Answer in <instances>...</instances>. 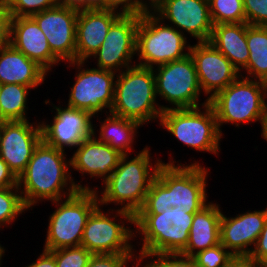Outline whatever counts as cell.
I'll return each instance as SVG.
<instances>
[{"label": "cell", "mask_w": 267, "mask_h": 267, "mask_svg": "<svg viewBox=\"0 0 267 267\" xmlns=\"http://www.w3.org/2000/svg\"><path fill=\"white\" fill-rule=\"evenodd\" d=\"M168 159L159 166L145 202L136 214L196 213L209 203L206 189L210 169L195 160L182 164L176 163L173 155Z\"/></svg>", "instance_id": "obj_1"}, {"label": "cell", "mask_w": 267, "mask_h": 267, "mask_svg": "<svg viewBox=\"0 0 267 267\" xmlns=\"http://www.w3.org/2000/svg\"><path fill=\"white\" fill-rule=\"evenodd\" d=\"M70 158L65 151L51 147L41 141L34 149L25 171L18 177V188L25 206L31 210L44 201H57L78 190H96L74 181L70 169ZM97 187V188H96Z\"/></svg>", "instance_id": "obj_2"}, {"label": "cell", "mask_w": 267, "mask_h": 267, "mask_svg": "<svg viewBox=\"0 0 267 267\" xmlns=\"http://www.w3.org/2000/svg\"><path fill=\"white\" fill-rule=\"evenodd\" d=\"M135 155L134 158H130L129 154L122 155L118 166L101 184V191L96 189L100 206L113 203L118 206L117 209L128 211L134 216L142 208L157 170L165 161L154 160L150 146H145Z\"/></svg>", "instance_id": "obj_3"}, {"label": "cell", "mask_w": 267, "mask_h": 267, "mask_svg": "<svg viewBox=\"0 0 267 267\" xmlns=\"http://www.w3.org/2000/svg\"><path fill=\"white\" fill-rule=\"evenodd\" d=\"M162 106L156 96L152 68L134 64L117 74L110 113L144 126L160 120Z\"/></svg>", "instance_id": "obj_4"}, {"label": "cell", "mask_w": 267, "mask_h": 267, "mask_svg": "<svg viewBox=\"0 0 267 267\" xmlns=\"http://www.w3.org/2000/svg\"><path fill=\"white\" fill-rule=\"evenodd\" d=\"M188 37L164 23L151 10L140 14L136 31L137 65L156 66L186 57L190 51ZM187 51V52H186Z\"/></svg>", "instance_id": "obj_5"}, {"label": "cell", "mask_w": 267, "mask_h": 267, "mask_svg": "<svg viewBox=\"0 0 267 267\" xmlns=\"http://www.w3.org/2000/svg\"><path fill=\"white\" fill-rule=\"evenodd\" d=\"M51 204L56 209L48 219L43 249L53 251L80 246L87 220L100 205L96 190H78L69 197L52 201Z\"/></svg>", "instance_id": "obj_6"}, {"label": "cell", "mask_w": 267, "mask_h": 267, "mask_svg": "<svg viewBox=\"0 0 267 267\" xmlns=\"http://www.w3.org/2000/svg\"><path fill=\"white\" fill-rule=\"evenodd\" d=\"M133 226L130 212L116 208L104 211L99 205L87 220L80 246L92 254H137L131 242L135 239Z\"/></svg>", "instance_id": "obj_7"}, {"label": "cell", "mask_w": 267, "mask_h": 267, "mask_svg": "<svg viewBox=\"0 0 267 267\" xmlns=\"http://www.w3.org/2000/svg\"><path fill=\"white\" fill-rule=\"evenodd\" d=\"M194 213L163 212L136 214L135 238L141 246L137 255L181 253L187 246ZM141 236V237H140Z\"/></svg>", "instance_id": "obj_8"}, {"label": "cell", "mask_w": 267, "mask_h": 267, "mask_svg": "<svg viewBox=\"0 0 267 267\" xmlns=\"http://www.w3.org/2000/svg\"><path fill=\"white\" fill-rule=\"evenodd\" d=\"M173 137L196 151L219 155L221 135L216 114L208 103L191 109L163 111L157 123Z\"/></svg>", "instance_id": "obj_9"}, {"label": "cell", "mask_w": 267, "mask_h": 267, "mask_svg": "<svg viewBox=\"0 0 267 267\" xmlns=\"http://www.w3.org/2000/svg\"><path fill=\"white\" fill-rule=\"evenodd\" d=\"M209 104L214 109L222 136L224 123L236 125L237 128L245 123L259 122L262 125L266 106L263 83L239 76L210 99Z\"/></svg>", "instance_id": "obj_10"}, {"label": "cell", "mask_w": 267, "mask_h": 267, "mask_svg": "<svg viewBox=\"0 0 267 267\" xmlns=\"http://www.w3.org/2000/svg\"><path fill=\"white\" fill-rule=\"evenodd\" d=\"M156 96L169 105L162 106V112L170 109H191L209 103L202 93L198 75L190 54L186 57L153 68Z\"/></svg>", "instance_id": "obj_11"}, {"label": "cell", "mask_w": 267, "mask_h": 267, "mask_svg": "<svg viewBox=\"0 0 267 267\" xmlns=\"http://www.w3.org/2000/svg\"><path fill=\"white\" fill-rule=\"evenodd\" d=\"M75 67V83L70 87L66 106L84 110L98 116L101 112L110 113L113 101L117 73L111 70L88 68L87 61L68 62ZM85 67V68H84ZM108 109V111H107ZM103 110V111H102Z\"/></svg>", "instance_id": "obj_12"}, {"label": "cell", "mask_w": 267, "mask_h": 267, "mask_svg": "<svg viewBox=\"0 0 267 267\" xmlns=\"http://www.w3.org/2000/svg\"><path fill=\"white\" fill-rule=\"evenodd\" d=\"M140 14L121 15L109 28L100 48L91 56L99 69L116 73L136 64V31ZM134 61H133V60Z\"/></svg>", "instance_id": "obj_13"}, {"label": "cell", "mask_w": 267, "mask_h": 267, "mask_svg": "<svg viewBox=\"0 0 267 267\" xmlns=\"http://www.w3.org/2000/svg\"><path fill=\"white\" fill-rule=\"evenodd\" d=\"M151 11L164 23L197 42L211 38L213 23L209 0H162Z\"/></svg>", "instance_id": "obj_14"}, {"label": "cell", "mask_w": 267, "mask_h": 267, "mask_svg": "<svg viewBox=\"0 0 267 267\" xmlns=\"http://www.w3.org/2000/svg\"><path fill=\"white\" fill-rule=\"evenodd\" d=\"M53 120H40L42 141L47 145L65 151L76 149L86 138L93 135V118L89 112L69 106H55ZM56 111V112H55ZM66 148V149H65Z\"/></svg>", "instance_id": "obj_15"}, {"label": "cell", "mask_w": 267, "mask_h": 267, "mask_svg": "<svg viewBox=\"0 0 267 267\" xmlns=\"http://www.w3.org/2000/svg\"><path fill=\"white\" fill-rule=\"evenodd\" d=\"M37 122H0V157L17 178L25 171L34 149L42 141L41 125Z\"/></svg>", "instance_id": "obj_16"}, {"label": "cell", "mask_w": 267, "mask_h": 267, "mask_svg": "<svg viewBox=\"0 0 267 267\" xmlns=\"http://www.w3.org/2000/svg\"><path fill=\"white\" fill-rule=\"evenodd\" d=\"M78 12L74 7L56 5L31 16L46 36L52 53L62 63L75 61Z\"/></svg>", "instance_id": "obj_17"}, {"label": "cell", "mask_w": 267, "mask_h": 267, "mask_svg": "<svg viewBox=\"0 0 267 267\" xmlns=\"http://www.w3.org/2000/svg\"><path fill=\"white\" fill-rule=\"evenodd\" d=\"M189 54L193 59L202 93L205 97L208 96V100L240 76L230 60L210 41L191 45Z\"/></svg>", "instance_id": "obj_18"}, {"label": "cell", "mask_w": 267, "mask_h": 267, "mask_svg": "<svg viewBox=\"0 0 267 267\" xmlns=\"http://www.w3.org/2000/svg\"><path fill=\"white\" fill-rule=\"evenodd\" d=\"M234 216L229 217L222 213L220 243L234 257H249L264 228L267 208L252 212L248 210Z\"/></svg>", "instance_id": "obj_19"}, {"label": "cell", "mask_w": 267, "mask_h": 267, "mask_svg": "<svg viewBox=\"0 0 267 267\" xmlns=\"http://www.w3.org/2000/svg\"><path fill=\"white\" fill-rule=\"evenodd\" d=\"M10 44L35 61L48 74L61 61L52 53L46 36L31 17H11Z\"/></svg>", "instance_id": "obj_20"}, {"label": "cell", "mask_w": 267, "mask_h": 267, "mask_svg": "<svg viewBox=\"0 0 267 267\" xmlns=\"http://www.w3.org/2000/svg\"><path fill=\"white\" fill-rule=\"evenodd\" d=\"M121 16L102 9H79L76 23L75 61H87L104 42L110 26Z\"/></svg>", "instance_id": "obj_21"}, {"label": "cell", "mask_w": 267, "mask_h": 267, "mask_svg": "<svg viewBox=\"0 0 267 267\" xmlns=\"http://www.w3.org/2000/svg\"><path fill=\"white\" fill-rule=\"evenodd\" d=\"M121 156L117 150L92 135L74 150L70 164L72 170L79 172L81 177L100 178L103 183L118 166Z\"/></svg>", "instance_id": "obj_22"}, {"label": "cell", "mask_w": 267, "mask_h": 267, "mask_svg": "<svg viewBox=\"0 0 267 267\" xmlns=\"http://www.w3.org/2000/svg\"><path fill=\"white\" fill-rule=\"evenodd\" d=\"M48 73L11 44L0 47V84H21L36 89Z\"/></svg>", "instance_id": "obj_23"}, {"label": "cell", "mask_w": 267, "mask_h": 267, "mask_svg": "<svg viewBox=\"0 0 267 267\" xmlns=\"http://www.w3.org/2000/svg\"><path fill=\"white\" fill-rule=\"evenodd\" d=\"M220 204L209 201L199 212L194 213L186 248L181 252L193 256L197 252L220 244Z\"/></svg>", "instance_id": "obj_24"}, {"label": "cell", "mask_w": 267, "mask_h": 267, "mask_svg": "<svg viewBox=\"0 0 267 267\" xmlns=\"http://www.w3.org/2000/svg\"><path fill=\"white\" fill-rule=\"evenodd\" d=\"M209 41L230 60L240 73L247 66L249 49L246 39V22L213 25Z\"/></svg>", "instance_id": "obj_25"}, {"label": "cell", "mask_w": 267, "mask_h": 267, "mask_svg": "<svg viewBox=\"0 0 267 267\" xmlns=\"http://www.w3.org/2000/svg\"><path fill=\"white\" fill-rule=\"evenodd\" d=\"M106 118L100 121L99 115L95 116L98 119L99 132L96 131V124L93 125V135L103 143L110 145L113 149L117 150L120 154L131 155V151H134V140H136L138 129L143 127L138 121L119 117L112 113H107ZM99 133V134H96Z\"/></svg>", "instance_id": "obj_26"}, {"label": "cell", "mask_w": 267, "mask_h": 267, "mask_svg": "<svg viewBox=\"0 0 267 267\" xmlns=\"http://www.w3.org/2000/svg\"><path fill=\"white\" fill-rule=\"evenodd\" d=\"M246 39L249 60L240 76L262 81L267 77V26L246 23Z\"/></svg>", "instance_id": "obj_27"}, {"label": "cell", "mask_w": 267, "mask_h": 267, "mask_svg": "<svg viewBox=\"0 0 267 267\" xmlns=\"http://www.w3.org/2000/svg\"><path fill=\"white\" fill-rule=\"evenodd\" d=\"M31 89L21 84H0V122L29 120L27 101Z\"/></svg>", "instance_id": "obj_28"}, {"label": "cell", "mask_w": 267, "mask_h": 267, "mask_svg": "<svg viewBox=\"0 0 267 267\" xmlns=\"http://www.w3.org/2000/svg\"><path fill=\"white\" fill-rule=\"evenodd\" d=\"M28 210L18 186L0 189V228L10 227L18 216L24 215L22 213Z\"/></svg>", "instance_id": "obj_29"}, {"label": "cell", "mask_w": 267, "mask_h": 267, "mask_svg": "<svg viewBox=\"0 0 267 267\" xmlns=\"http://www.w3.org/2000/svg\"><path fill=\"white\" fill-rule=\"evenodd\" d=\"M209 8L213 25L246 22L243 0H209Z\"/></svg>", "instance_id": "obj_30"}, {"label": "cell", "mask_w": 267, "mask_h": 267, "mask_svg": "<svg viewBox=\"0 0 267 267\" xmlns=\"http://www.w3.org/2000/svg\"><path fill=\"white\" fill-rule=\"evenodd\" d=\"M137 264L141 267H196L193 257L181 253L138 255Z\"/></svg>", "instance_id": "obj_31"}, {"label": "cell", "mask_w": 267, "mask_h": 267, "mask_svg": "<svg viewBox=\"0 0 267 267\" xmlns=\"http://www.w3.org/2000/svg\"><path fill=\"white\" fill-rule=\"evenodd\" d=\"M57 267H87L93 255L83 246L65 247L50 251Z\"/></svg>", "instance_id": "obj_32"}, {"label": "cell", "mask_w": 267, "mask_h": 267, "mask_svg": "<svg viewBox=\"0 0 267 267\" xmlns=\"http://www.w3.org/2000/svg\"><path fill=\"white\" fill-rule=\"evenodd\" d=\"M11 17H29L56 6V0H4Z\"/></svg>", "instance_id": "obj_33"}, {"label": "cell", "mask_w": 267, "mask_h": 267, "mask_svg": "<svg viewBox=\"0 0 267 267\" xmlns=\"http://www.w3.org/2000/svg\"><path fill=\"white\" fill-rule=\"evenodd\" d=\"M196 267H224L234 256L220 243L192 256Z\"/></svg>", "instance_id": "obj_34"}, {"label": "cell", "mask_w": 267, "mask_h": 267, "mask_svg": "<svg viewBox=\"0 0 267 267\" xmlns=\"http://www.w3.org/2000/svg\"><path fill=\"white\" fill-rule=\"evenodd\" d=\"M129 262H133V267H140L137 254H93L87 267H129Z\"/></svg>", "instance_id": "obj_35"}, {"label": "cell", "mask_w": 267, "mask_h": 267, "mask_svg": "<svg viewBox=\"0 0 267 267\" xmlns=\"http://www.w3.org/2000/svg\"><path fill=\"white\" fill-rule=\"evenodd\" d=\"M246 23L267 26V0H243Z\"/></svg>", "instance_id": "obj_36"}, {"label": "cell", "mask_w": 267, "mask_h": 267, "mask_svg": "<svg viewBox=\"0 0 267 267\" xmlns=\"http://www.w3.org/2000/svg\"><path fill=\"white\" fill-rule=\"evenodd\" d=\"M102 10H111L121 15H136L146 11L136 0H102Z\"/></svg>", "instance_id": "obj_37"}, {"label": "cell", "mask_w": 267, "mask_h": 267, "mask_svg": "<svg viewBox=\"0 0 267 267\" xmlns=\"http://www.w3.org/2000/svg\"><path fill=\"white\" fill-rule=\"evenodd\" d=\"M248 259L256 267H267V218L265 220L264 228Z\"/></svg>", "instance_id": "obj_38"}, {"label": "cell", "mask_w": 267, "mask_h": 267, "mask_svg": "<svg viewBox=\"0 0 267 267\" xmlns=\"http://www.w3.org/2000/svg\"><path fill=\"white\" fill-rule=\"evenodd\" d=\"M11 15L5 3L0 6V47L10 44Z\"/></svg>", "instance_id": "obj_39"}, {"label": "cell", "mask_w": 267, "mask_h": 267, "mask_svg": "<svg viewBox=\"0 0 267 267\" xmlns=\"http://www.w3.org/2000/svg\"><path fill=\"white\" fill-rule=\"evenodd\" d=\"M18 186V178L9 169L8 164L0 157V189Z\"/></svg>", "instance_id": "obj_40"}, {"label": "cell", "mask_w": 267, "mask_h": 267, "mask_svg": "<svg viewBox=\"0 0 267 267\" xmlns=\"http://www.w3.org/2000/svg\"><path fill=\"white\" fill-rule=\"evenodd\" d=\"M24 267H57L54 255L43 249L38 258L33 263L25 265Z\"/></svg>", "instance_id": "obj_41"}, {"label": "cell", "mask_w": 267, "mask_h": 267, "mask_svg": "<svg viewBox=\"0 0 267 267\" xmlns=\"http://www.w3.org/2000/svg\"><path fill=\"white\" fill-rule=\"evenodd\" d=\"M224 267H256V266L248 259V257H234Z\"/></svg>", "instance_id": "obj_42"}, {"label": "cell", "mask_w": 267, "mask_h": 267, "mask_svg": "<svg viewBox=\"0 0 267 267\" xmlns=\"http://www.w3.org/2000/svg\"><path fill=\"white\" fill-rule=\"evenodd\" d=\"M102 9V0H80V9Z\"/></svg>", "instance_id": "obj_43"}, {"label": "cell", "mask_w": 267, "mask_h": 267, "mask_svg": "<svg viewBox=\"0 0 267 267\" xmlns=\"http://www.w3.org/2000/svg\"><path fill=\"white\" fill-rule=\"evenodd\" d=\"M56 5L80 9V0H56Z\"/></svg>", "instance_id": "obj_44"}, {"label": "cell", "mask_w": 267, "mask_h": 267, "mask_svg": "<svg viewBox=\"0 0 267 267\" xmlns=\"http://www.w3.org/2000/svg\"><path fill=\"white\" fill-rule=\"evenodd\" d=\"M261 136L264 140H266L267 142V103L265 106V113H264V117H263V121H262V125H261Z\"/></svg>", "instance_id": "obj_45"}, {"label": "cell", "mask_w": 267, "mask_h": 267, "mask_svg": "<svg viewBox=\"0 0 267 267\" xmlns=\"http://www.w3.org/2000/svg\"><path fill=\"white\" fill-rule=\"evenodd\" d=\"M146 11L150 10V0H136Z\"/></svg>", "instance_id": "obj_46"}, {"label": "cell", "mask_w": 267, "mask_h": 267, "mask_svg": "<svg viewBox=\"0 0 267 267\" xmlns=\"http://www.w3.org/2000/svg\"><path fill=\"white\" fill-rule=\"evenodd\" d=\"M5 247L3 245L0 244V267L2 265V258H4L3 256H5Z\"/></svg>", "instance_id": "obj_47"}, {"label": "cell", "mask_w": 267, "mask_h": 267, "mask_svg": "<svg viewBox=\"0 0 267 267\" xmlns=\"http://www.w3.org/2000/svg\"><path fill=\"white\" fill-rule=\"evenodd\" d=\"M263 87H264V96H265V101L267 103V77L262 80Z\"/></svg>", "instance_id": "obj_48"}, {"label": "cell", "mask_w": 267, "mask_h": 267, "mask_svg": "<svg viewBox=\"0 0 267 267\" xmlns=\"http://www.w3.org/2000/svg\"><path fill=\"white\" fill-rule=\"evenodd\" d=\"M162 0H150V10H152Z\"/></svg>", "instance_id": "obj_49"}, {"label": "cell", "mask_w": 267, "mask_h": 267, "mask_svg": "<svg viewBox=\"0 0 267 267\" xmlns=\"http://www.w3.org/2000/svg\"><path fill=\"white\" fill-rule=\"evenodd\" d=\"M4 3V0H0V6Z\"/></svg>", "instance_id": "obj_50"}]
</instances>
